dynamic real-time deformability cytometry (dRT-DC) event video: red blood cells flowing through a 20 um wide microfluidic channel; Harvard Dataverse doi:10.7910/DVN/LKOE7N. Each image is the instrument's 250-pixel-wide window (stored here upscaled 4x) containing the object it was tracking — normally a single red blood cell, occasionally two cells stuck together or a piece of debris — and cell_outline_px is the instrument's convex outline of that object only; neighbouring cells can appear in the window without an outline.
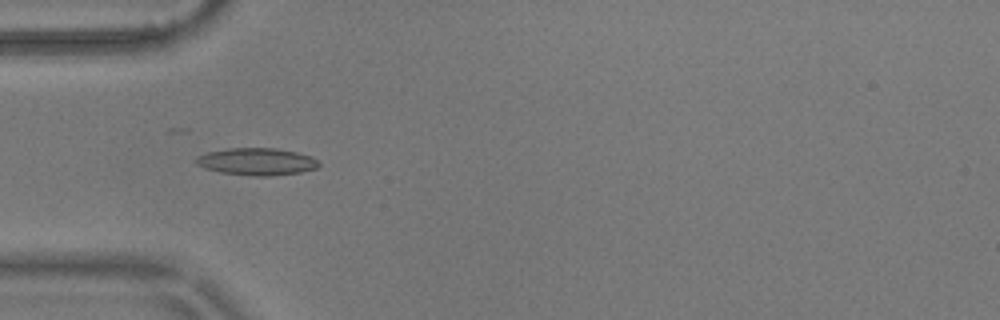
{"species": "common noctule bat (a hibernating species)", "species_latin": "Nyctalus noctula", "temperature_condition": "warm", "stored_images_in_passage": 46, "camera_frame_rate_fps": 3000, "um_per_image_px": 0.085, "animal": {"sex": "male", "body_mass_g": 17.9}, "frame": {"image": 1, "passage_image": 8, "time_ms": 2.333, "image_size_px": [1000, 320], "cell_outline_px": [[320, 164], [316, 168], [300, 172], [268, 176], [252, 176], [220, 172], [204, 168], [196, 164], [196, 156], [208, 152], [228, 148], [276, 148], [296, 152], [312, 156]], "centroid_in_image_um": [21.81, 13.73], "position_along_channel_um": 63.2, "area_um2": 19.42}}
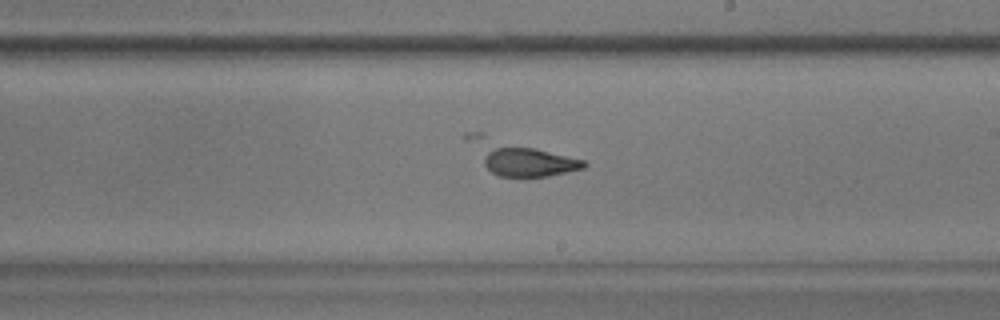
{"frame": {"image": 2, "passage_image": 23, "time_ms": 7.333, "image_size_px": [1000, 320], "cell_outline_px": [[588, 164], [584, 168], [548, 176], [500, 176], [492, 172], [484, 164], [464, 140], [464, 132], [484, 132], [584, 160]], "centroid_in_image_um": [44.12, 13.34], "position_along_channel_um": 244.9, "area_um2": 23.06}}
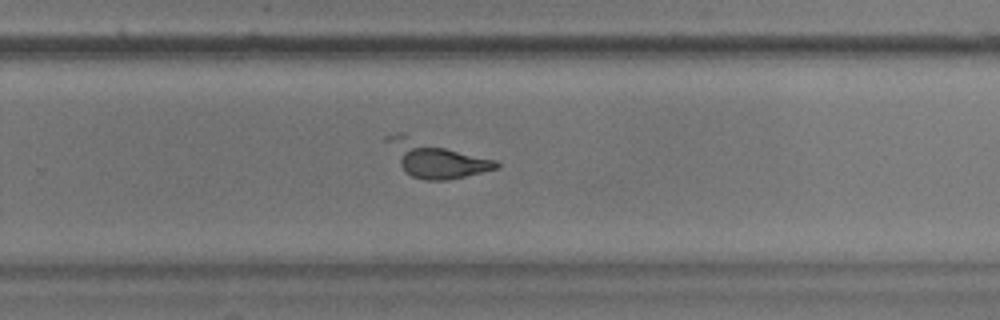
{"frame": {"image": 3, "passage_image": 27, "time_ms": 8.667, "image_size_px": [1000, 320], "cell_outline_px": [[500, 168], [448, 180], [424, 180], [412, 176], [400, 164], [384, 140], [384, 136], [400, 132], [404, 132], [496, 160], [500, 164]], "centroid_in_image_um": [37.05, 13.46], "position_along_channel_um": 292.8, "area_um2": 23.29}}